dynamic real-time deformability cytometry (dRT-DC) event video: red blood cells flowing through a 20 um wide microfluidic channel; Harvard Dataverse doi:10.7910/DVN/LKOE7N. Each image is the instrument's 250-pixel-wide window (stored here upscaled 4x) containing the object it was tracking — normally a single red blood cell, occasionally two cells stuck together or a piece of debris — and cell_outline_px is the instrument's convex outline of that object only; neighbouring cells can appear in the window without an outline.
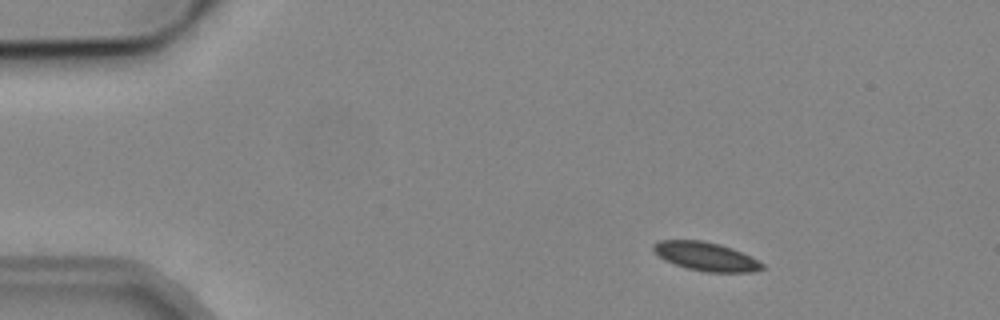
{"species": "common noctule bat (a hibernating species)", "species_latin": "Nyctalus noctula", "temperature_condition": "cold", "stored_images_in_passage": 5, "camera_frame_rate_fps": 3000, "um_per_image_px": 0.085, "animal": {"sex": "male", "body_mass_g": 19.2, "forearm_length_mm": 51.8}, "frame": {"image": 1, "passage_image": 2, "time_ms": 1.333, "image_size_px": [1000, 320], "cell_outline_px": [[764, 268], [752, 272], [708, 272], [688, 268], [664, 260], [652, 248], [652, 244], [660, 240], [704, 240], [720, 244], [732, 248], [764, 264]], "centroid_in_image_um": [59.98, 21.79], "position_along_channel_um": 25.0, "area_um2": 17.92}}